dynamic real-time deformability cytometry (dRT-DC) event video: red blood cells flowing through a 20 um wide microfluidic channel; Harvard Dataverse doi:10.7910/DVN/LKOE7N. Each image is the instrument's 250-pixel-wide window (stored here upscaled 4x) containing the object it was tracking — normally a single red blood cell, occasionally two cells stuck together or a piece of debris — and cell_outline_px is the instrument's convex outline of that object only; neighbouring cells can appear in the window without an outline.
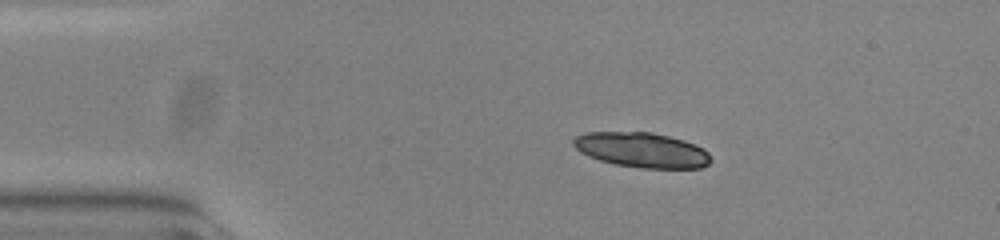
{"species": "common noctule bat (a hibernating species)", "species_latin": "Nyctalus noctula", "temperature_condition": "warm", "stored_images_in_passage": 45, "camera_frame_rate_fps": 3000, "um_per_image_px": 0.085, "animal": {"sex": "female", "body_mass_g": 23.0, "forearm_length_mm": 53.4}, "frame": {"image": 1, "passage_image": 1, "time_ms": 0.0, "image_size_px": [1000, 240], "cell_outline_px": [[712, 160], [708, 164], [700, 168], [640, 168], [616, 164], [600, 160], [588, 156], [580, 152], [572, 144], [572, 140], [576, 136], [584, 132], [648, 132], [668, 136], [684, 140], [696, 144], [704, 148], [708, 152]], "centroid_in_image_um": [54.56, 12.75], "position_along_channel_um": 30.4, "area_um2": 28.09}}